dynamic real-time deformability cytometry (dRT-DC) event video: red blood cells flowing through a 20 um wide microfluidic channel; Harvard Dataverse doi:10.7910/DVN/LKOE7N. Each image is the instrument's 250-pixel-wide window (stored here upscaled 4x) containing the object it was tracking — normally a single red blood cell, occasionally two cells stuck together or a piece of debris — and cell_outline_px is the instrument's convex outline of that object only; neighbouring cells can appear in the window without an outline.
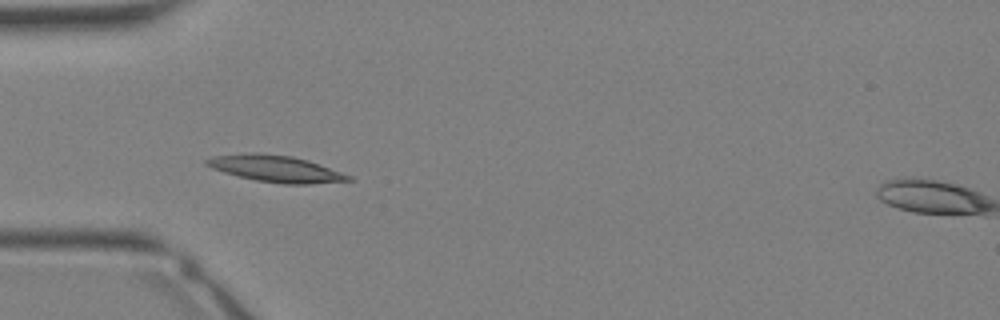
{"species": "Egyptian fruit bat (a non-hibernating species)", "species_latin": "Rousettus aegyptiacus", "temperature_condition": "warm", "stored_images_in_passage": 30, "camera_frame_rate_fps": 3000, "um_per_image_px": 0.085, "animal": {"sex": "female"}, "frame": {"image": 1, "passage_image": 6, "time_ms": 1.667, "image_size_px": [1000, 320], "cell_outline_px": [[356, 180], [308, 184], [284, 184], [256, 180], [224, 172], [212, 168], [204, 164], [204, 160], [212, 156], [252, 152], [256, 152], [292, 156], [308, 160], [352, 176]], "centroid_in_image_um": [23.44, 14.33], "position_along_channel_um": 61.6, "area_um2": 21.96}}
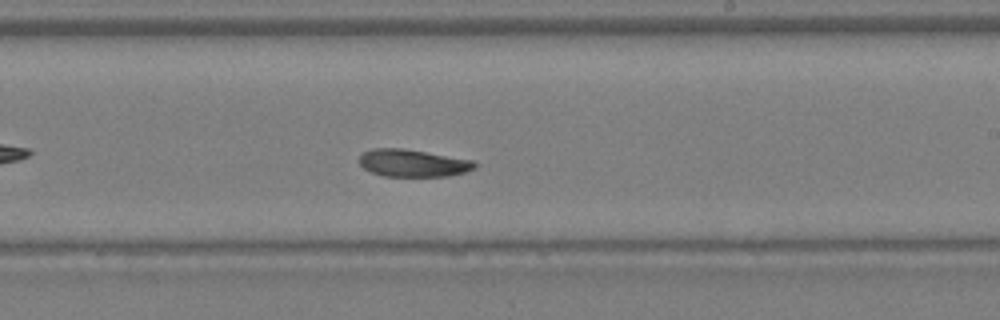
{"frame": {"image": 2, "passage_image": 16, "time_ms": 5.0, "image_size_px": [1000, 320], "cell_outline_px": [[476, 164], [472, 168], [464, 172], [448, 176], [384, 176], [372, 172], [364, 168], [360, 164], [360, 152], [372, 148], [404, 148], [472, 160]], "centroid_in_image_um": [35.03, 13.85], "position_along_channel_um": 254.0, "area_um2": 18.26}}
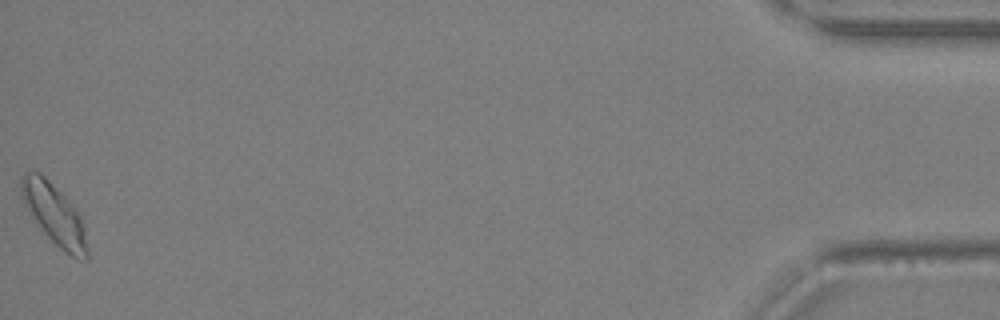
{"frame": {"image": 3, "passage_image": 30, "time_ms": 9.667, "image_size_px": [1000, 320], "cell_outline_px": [[88, 260], [84, 260], [72, 256], [64, 252], [48, 236], [28, 212], [24, 204], [20, 192], [20, 176], [24, 172], [40, 172], [80, 212], [84, 228], [88, 248]], "centroid_in_image_um": [4.62, 18.21], "position_along_channel_um": 430.6, "area_um2": 23.24}}